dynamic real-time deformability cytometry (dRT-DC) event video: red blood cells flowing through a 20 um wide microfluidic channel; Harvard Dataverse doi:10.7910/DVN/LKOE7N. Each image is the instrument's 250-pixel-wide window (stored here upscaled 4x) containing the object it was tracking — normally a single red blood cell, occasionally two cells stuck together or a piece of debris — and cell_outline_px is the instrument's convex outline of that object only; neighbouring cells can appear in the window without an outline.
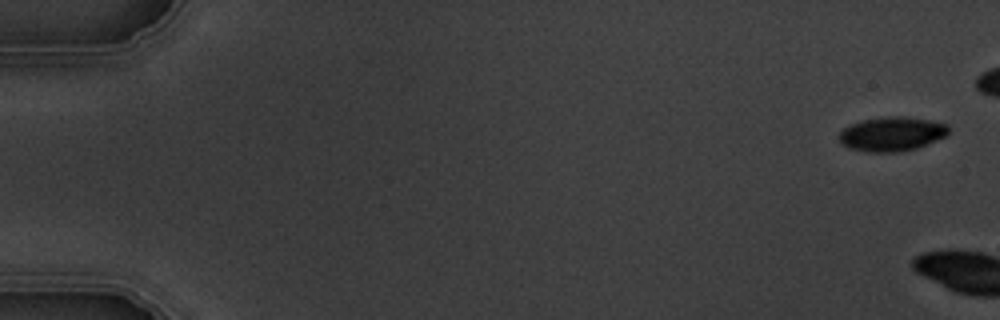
{"species": "common noctule bat (a hibernating species)", "species_latin": "Nyctalus noctula", "temperature_condition": "warm", "stored_images_in_passage": 3, "camera_frame_rate_fps": 3000, "um_per_image_px": 0.085, "animal": {"sex": "male", "body_mass_g": 19.5, "forearm_length_mm": 54.6}, "frame": {"image": 1, "passage_image": 1, "time_ms": 0.0, "image_size_px": [1000, 320], "cell_outline_px": [[948, 136], [916, 148], [896, 152], [864, 152], [848, 148], [840, 144], [840, 132], [844, 128], [852, 124], [864, 120], [888, 116], [904, 116], [928, 120], [948, 124]], "centroid_in_image_um": [75.81, 11.4], "position_along_channel_um": 9.2, "area_um2": 21.85}}